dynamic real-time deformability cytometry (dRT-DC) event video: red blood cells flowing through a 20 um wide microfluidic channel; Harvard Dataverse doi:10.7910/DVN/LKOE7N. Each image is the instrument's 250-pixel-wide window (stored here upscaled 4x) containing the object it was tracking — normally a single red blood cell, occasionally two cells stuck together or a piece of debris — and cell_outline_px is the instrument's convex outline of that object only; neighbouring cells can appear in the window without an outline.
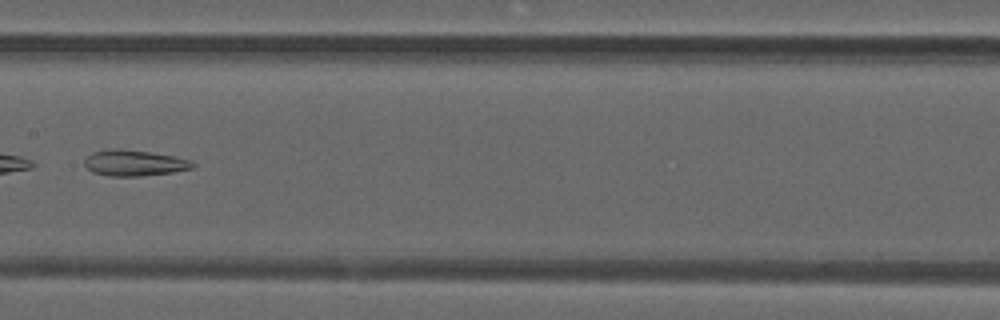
{"species": "common noctule bat (a hibernating species)", "species_latin": "Nyctalus noctula", "temperature_condition": "warm", "stored_images_in_passage": 36, "camera_frame_rate_fps": 3000, "um_per_image_px": 0.085, "animal": {"sex": "male", "forearm_length_mm": 52.5}, "frame": {"image": 1, "passage_image": 16, "time_ms": 5.0, "image_size_px": [1000, 320], "cell_outline_px": [[196, 164], [192, 168], [172, 172], [136, 176], [108, 176], [92, 172], [84, 164], [84, 160], [92, 152], [112, 148], [120, 148], [176, 156], [188, 160]], "centroid_in_image_um": [11.38, 13.84], "position_along_channel_um": 196.0, "area_um2": 16.24}}
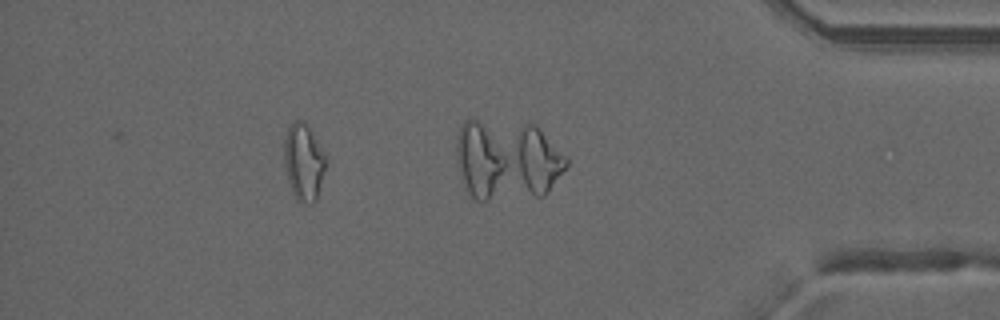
{"frame": {"image": 2, "passage_image": 31, "time_ms": 10.0, "image_size_px": [1000, 320], "cell_outline_px": [[328, 160], [316, 200], [312, 204], [296, 200], [292, 192], [288, 180], [284, 164], [284, 140], [288, 128], [292, 120], [304, 120], [308, 124], [324, 152]], "centroid_in_image_um": [25.82, 13.74], "position_along_channel_um": 409.4, "area_um2": 18.96}, "authors_computed_cell_mechanics": {"area_um2": 19.3052, "velocity_mm_per_s": 4.2464, "shape_relaxation_time_tau1_ms": null, "shape_relaxation_time_tau2_ms": 6.1664, "deformation_change_tau1": null, "deformation_change_tau2": 0.2101}}